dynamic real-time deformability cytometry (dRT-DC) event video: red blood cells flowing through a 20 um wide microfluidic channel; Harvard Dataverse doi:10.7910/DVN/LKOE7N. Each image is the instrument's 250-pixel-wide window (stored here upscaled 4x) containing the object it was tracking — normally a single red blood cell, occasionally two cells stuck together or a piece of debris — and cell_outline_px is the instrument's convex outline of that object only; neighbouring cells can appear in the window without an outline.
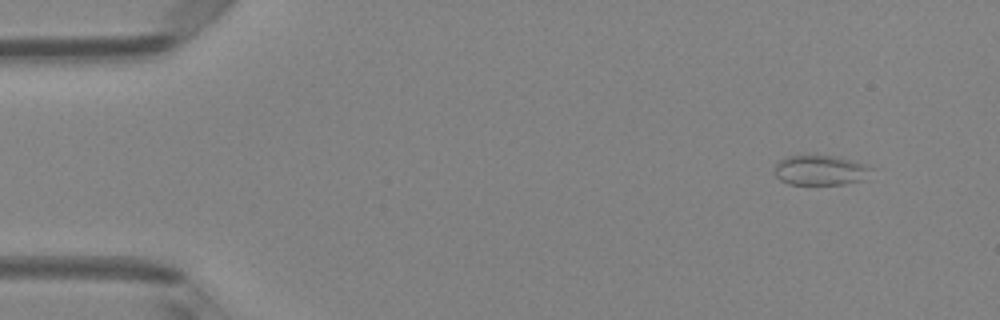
{"species": "Egyptian fruit bat (a non-hibernating species)", "species_latin": "Rousettus aegyptiacus", "temperature_condition": "room temperature", "stored_images_in_passage": 6, "camera_frame_rate_fps": 3000, "um_per_image_px": 0.085, "animal": {"sex": "female"}, "frame": {"image": 1, "passage_image": 1, "time_ms": 0.0, "image_size_px": [1000, 320], "cell_outline_px": [[876, 168], [860, 180], [844, 184], [788, 184], [780, 180], [776, 176], [776, 164], [780, 160], [788, 156], [800, 152], [816, 152], [840, 156]], "centroid_in_image_um": [69.71, 14.39], "position_along_channel_um": 15.3, "area_um2": 17.69}}
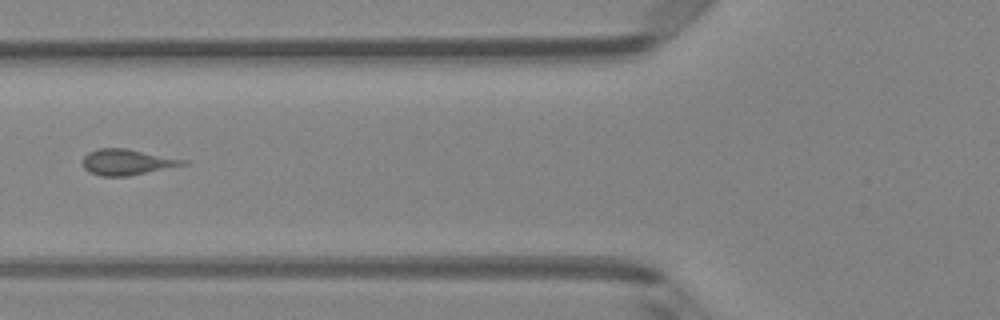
{"frame": {"image": 2, "passage_image": 5, "time_ms": 1.333, "image_size_px": [1000, 320], "cell_outline_px": [[188, 164], [128, 176], [100, 176], [88, 172], [84, 168], [84, 156], [88, 152], [100, 148], [128, 148], [188, 160]], "centroid_in_image_um": [10.81, 13.77], "position_along_channel_um": 115.0, "area_um2": 15.14}}
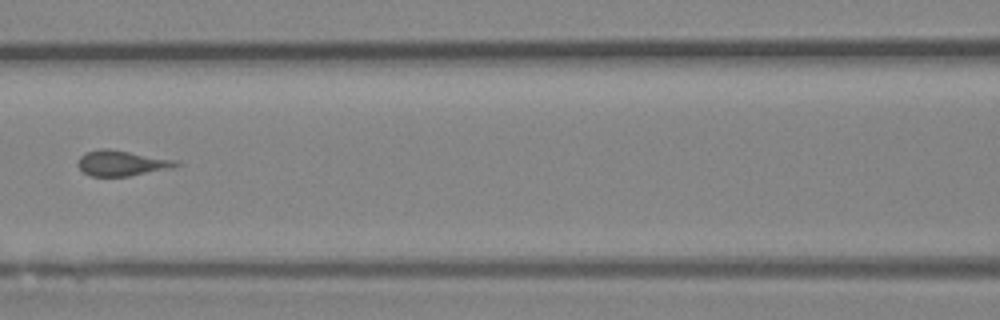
{"frame": {"image": 3, "passage_image": 6, "time_ms": 1.667, "image_size_px": [1000, 320], "cell_outline_px": [[184, 164], [168, 168], [128, 176], [92, 176], [84, 172], [76, 164], [80, 156], [84, 152], [100, 148], [108, 148], [176, 160]], "centroid_in_image_um": [10.3, 13.85], "position_along_channel_um": 156.3, "area_um2": 14.45}}